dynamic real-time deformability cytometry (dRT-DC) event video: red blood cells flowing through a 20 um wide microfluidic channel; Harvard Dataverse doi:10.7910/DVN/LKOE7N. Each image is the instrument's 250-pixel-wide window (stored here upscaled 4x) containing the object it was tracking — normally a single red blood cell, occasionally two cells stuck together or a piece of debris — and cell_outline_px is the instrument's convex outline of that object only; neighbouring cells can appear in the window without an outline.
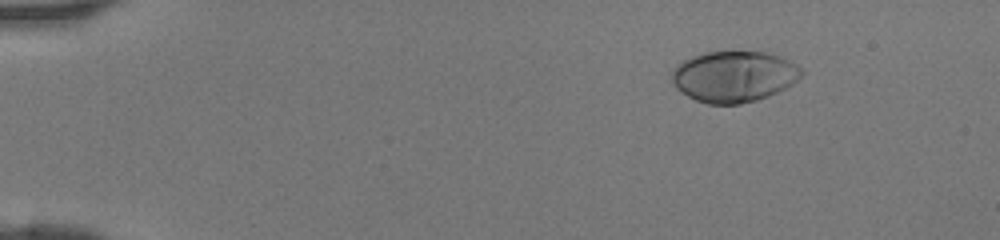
{"species": "human", "species_latin": "Homo sapiens", "temperature_condition": "room temperature", "stored_images_in_passage": 41, "camera_frame_rate_fps": 3000, "um_per_image_px": 0.085, "donor": {"sex": "female"}, "frame": {"image": 1, "passage_image": 1, "time_ms": 0.0, "image_size_px": [1000, 240], "cell_outline_px": [[804, 72], [792, 84], [768, 96], [756, 100], [740, 104], [708, 104], [696, 100], [680, 92], [672, 84], [672, 72], [676, 64], [692, 56], [704, 52], [768, 52], [780, 56], [796, 64]], "centroid_in_image_um": [62.36, 6.5], "position_along_channel_um": 22.6, "area_um2": 38.55}}
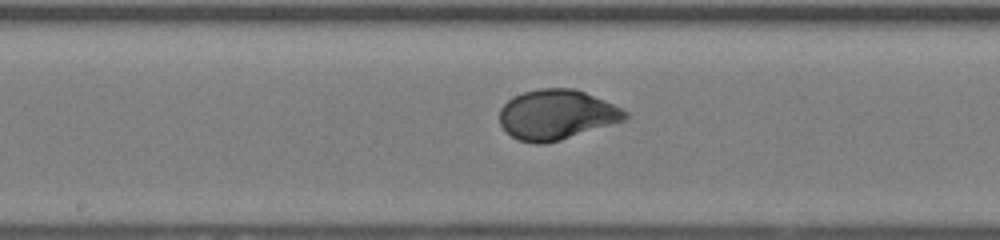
{"frame": {"image": 2, "passage_image": 20, "time_ms": 6.333, "image_size_px": [1000, 240], "cell_outline_px": [[628, 116], [624, 120], [612, 124], [560, 140], [544, 144], [536, 144], [520, 140], [512, 136], [500, 124], [500, 108], [508, 100], [524, 92], [540, 88], [572, 88], [584, 92], [604, 100], [628, 112]], "centroid_in_image_um": [47.3, 9.75], "position_along_channel_um": 200.9, "area_um2": 36.07}}
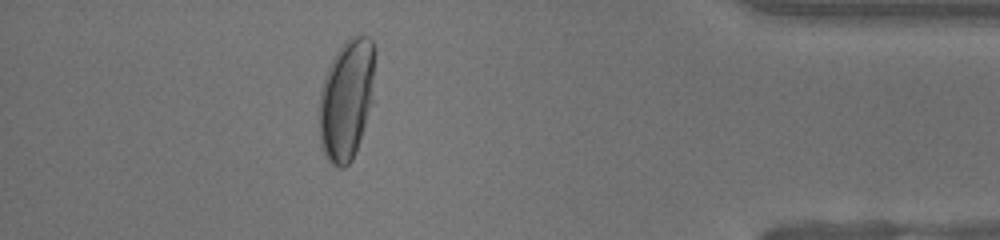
{"frame": {"image": 3, "passage_image": 36, "time_ms": 11.667, "image_size_px": [1000, 240], "cell_outline_px": [[376, 52], [372, 104], [356, 152], [352, 160], [344, 168], [340, 168], [332, 164], [324, 156], [320, 144], [320, 92], [328, 68], [336, 52], [352, 36], [368, 36], [372, 40]], "centroid_in_image_um": [29.48, 8.47], "position_along_channel_um": 405.7, "area_um2": 39.3}}